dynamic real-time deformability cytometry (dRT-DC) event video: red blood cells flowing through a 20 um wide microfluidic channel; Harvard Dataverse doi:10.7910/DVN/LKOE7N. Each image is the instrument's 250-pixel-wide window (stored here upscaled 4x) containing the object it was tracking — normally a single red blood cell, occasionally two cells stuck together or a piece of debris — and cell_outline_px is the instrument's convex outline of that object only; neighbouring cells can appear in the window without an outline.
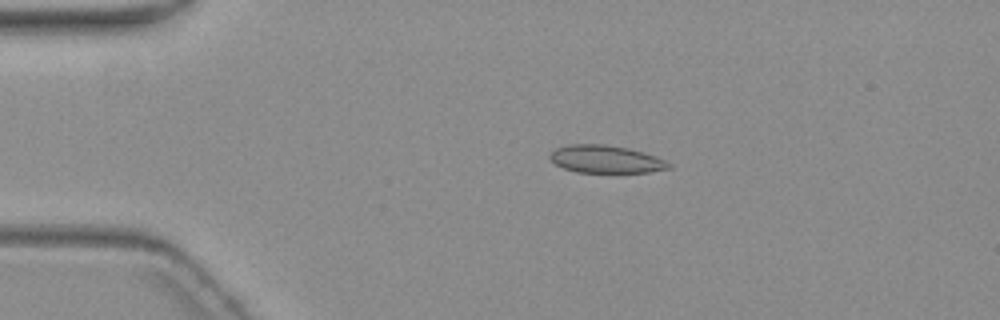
{"species": "common noctule bat (a hibernating species)", "species_latin": "Nyctalus noctula", "temperature_condition": "warm", "stored_images_in_passage": 6, "camera_frame_rate_fps": 3000, "um_per_image_px": 0.085, "animal": {"sex": "female", "body_mass_g": 19.3, "forearm_length_mm": 54.1}, "frame": {"image": 1, "passage_image": 3, "time_ms": 2.667, "image_size_px": [1000, 320], "cell_outline_px": [[672, 168], [648, 172], [576, 172], [564, 168], [556, 164], [548, 156], [556, 148], [568, 144], [604, 144], [628, 148], [656, 156], [672, 164]], "centroid_in_image_um": [51.5, 13.53], "position_along_channel_um": 33.5, "area_um2": 19.07}}
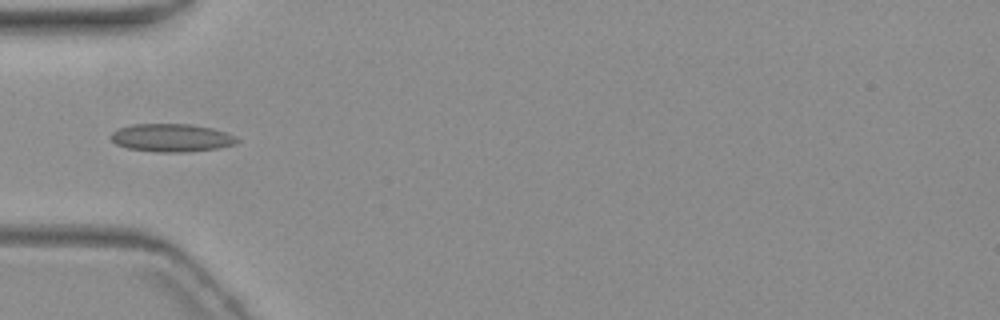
{"frame": {"image": 2, "passage_image": 5, "time_ms": 5.0, "image_size_px": [1000, 320], "cell_outline_px": [[240, 140], [236, 144], [216, 148], [184, 152], [156, 152], [128, 148], [116, 144], [108, 136], [116, 128], [132, 124], [192, 124], [212, 128], [236, 136]], "centroid_in_image_um": [14.55, 11.7], "position_along_channel_um": 70.5, "area_um2": 20.69}}
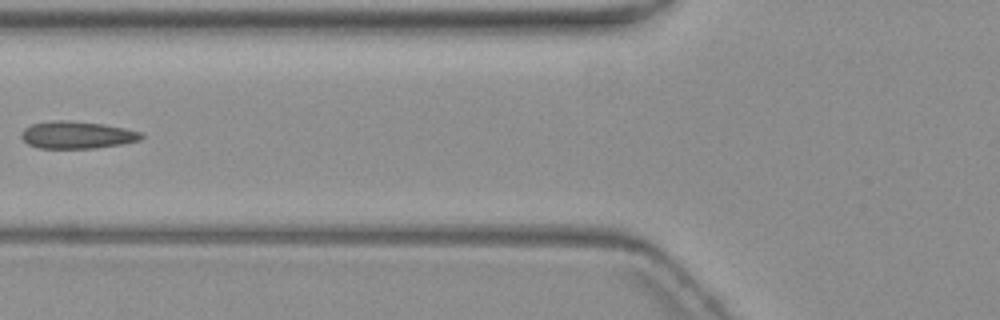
{"frame": {"image": 3, "passage_image": 6, "time_ms": 6.333, "image_size_px": [1000, 320], "cell_outline_px": [[144, 136], [140, 140], [120, 144], [96, 148], [36, 148], [28, 144], [20, 136], [20, 132], [24, 128], [32, 124], [56, 120], [68, 120], [104, 124], [124, 128], [140, 132]], "centroid_in_image_um": [6.51, 11.47], "position_along_channel_um": 119.3, "area_um2": 19.07}}